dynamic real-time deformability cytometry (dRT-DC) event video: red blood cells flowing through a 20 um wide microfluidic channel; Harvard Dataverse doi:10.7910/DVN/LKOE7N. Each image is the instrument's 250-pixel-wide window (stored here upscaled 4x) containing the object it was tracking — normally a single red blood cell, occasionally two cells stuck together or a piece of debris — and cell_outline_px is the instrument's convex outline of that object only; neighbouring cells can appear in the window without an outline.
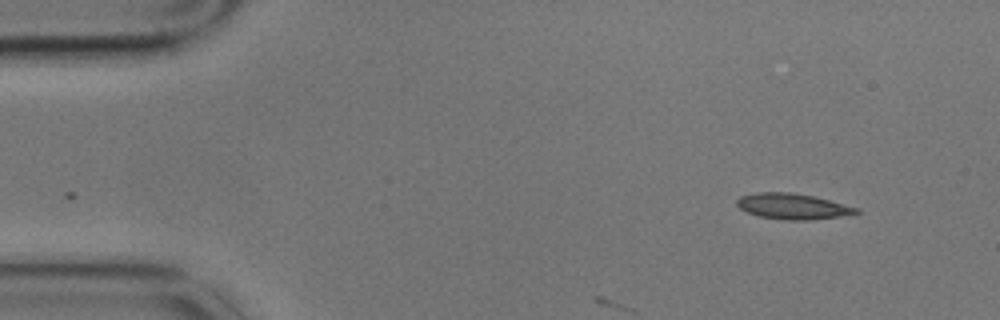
{"species": "common noctule bat (a hibernating species)", "species_latin": "Nyctalus noctula", "temperature_condition": "cold", "stored_images_in_passage": 5, "segment_of_instrument_passage": [2, 2], "camera_frame_rate_fps": 3000, "um_per_image_px": 0.085, "animal": {"sex": "male", "body_mass_g": 17.9}, "frame": {"image": 1, "passage_image": 5, "time_ms": 1.333, "image_size_px": [1000, 320], "cell_outline_px": [[860, 212], [840, 216], [812, 220], [784, 220], [760, 216], [748, 212], [740, 208], [736, 204], [736, 200], [740, 196], [756, 192], [792, 192], [812, 196], [860, 208]], "centroid_in_image_um": [67.36, 17.53], "position_along_channel_um": 17.6, "area_um2": 17.8}}